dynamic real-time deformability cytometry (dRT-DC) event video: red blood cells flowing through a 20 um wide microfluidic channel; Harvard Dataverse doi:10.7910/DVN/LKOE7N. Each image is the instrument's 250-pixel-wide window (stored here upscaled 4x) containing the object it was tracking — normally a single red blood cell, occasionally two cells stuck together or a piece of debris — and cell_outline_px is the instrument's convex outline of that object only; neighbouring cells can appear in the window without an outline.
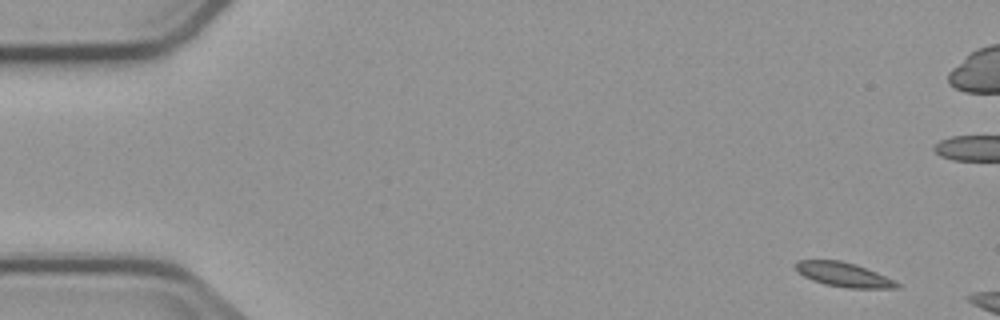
{"species": "common noctule bat (a hibernating species)", "species_latin": "Nyctalus noctula", "temperature_condition": "cold", "stored_images_in_passage": 5, "camera_frame_rate_fps": 3000, "um_per_image_px": 0.085, "animal": {"sex": "male", "body_mass_g": 23.1, "forearm_length_mm": 52.7}, "frame": {"image": 1, "passage_image": 1, "time_ms": 0.0, "image_size_px": [1000, 320], "cell_outline_px": [[900, 288], [844, 288], [824, 284], [812, 280], [796, 272], [796, 260], [840, 260], [856, 264], [896, 280], [900, 284]], "centroid_in_image_um": [71.72, 23.34], "position_along_channel_um": 13.3, "area_um2": 14.51}}